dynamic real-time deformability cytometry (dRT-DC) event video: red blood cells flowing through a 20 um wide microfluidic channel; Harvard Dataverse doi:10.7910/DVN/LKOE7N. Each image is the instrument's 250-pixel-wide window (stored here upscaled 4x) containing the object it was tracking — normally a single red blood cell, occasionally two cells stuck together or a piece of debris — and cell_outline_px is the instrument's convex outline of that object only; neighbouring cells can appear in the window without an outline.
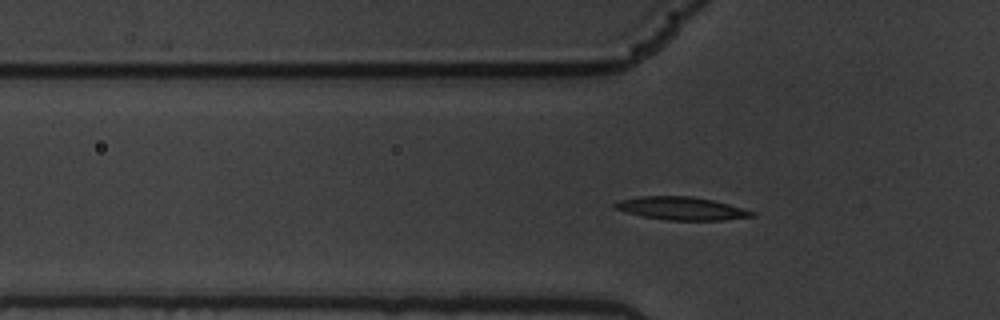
{"species": "common noctule bat (a hibernating species)", "species_latin": "Nyctalus noctula", "temperature_condition": "warm", "stored_images_in_passage": 56, "segment_of_instrument_passage": [1, 2], "camera_frame_rate_fps": 3000, "um_per_image_px": 0.085, "animal": {"sex": "male", "body_mass_g": 19.5, "forearm_length_mm": 54.6}, "frame": {"image": 1, "passage_image": 15, "time_ms": 4.667, "image_size_px": [1000, 320], "cell_outline_px": [[756, 216], [724, 220], [668, 220], [644, 216], [624, 212], [616, 208], [612, 204], [620, 200], [640, 196], [688, 196], [712, 200], [728, 204], [756, 212]], "centroid_in_image_um": [57.93, 17.72], "position_along_channel_um": 67.9, "area_um2": 18.21}}
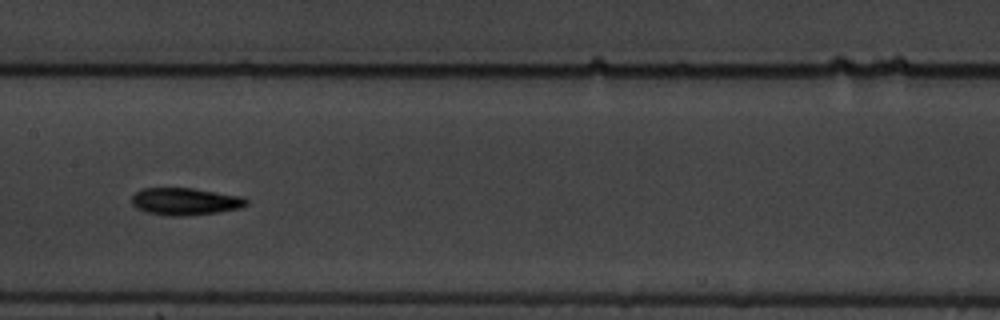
{"frame": {"image": 2, "passage_image": 26, "time_ms": 8.333, "image_size_px": [1000, 320], "cell_outline_px": [[248, 204], [240, 208], [220, 212], [184, 216], [168, 216], [148, 212], [136, 208], [132, 204], [132, 196], [136, 192], [144, 188], [192, 188], [244, 196], [248, 200]], "centroid_in_image_um": [15.78, 17.12], "position_along_channel_um": 191.6, "area_um2": 18.32}}
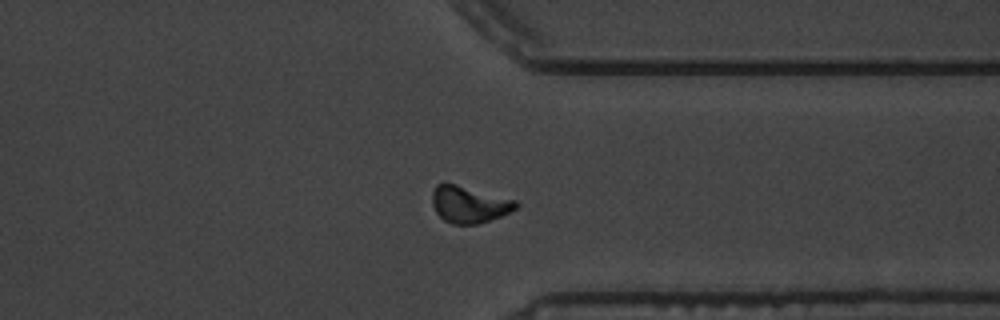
{"frame": {"image": 3, "passage_image": 42, "time_ms": 13.667, "image_size_px": [1000, 320], "cell_outline_px": [[520, 204], [516, 208], [500, 216], [476, 224], [452, 224], [444, 220], [436, 212], [432, 204], [432, 192], [436, 184], [444, 180], [516, 200]], "centroid_in_image_um": [39.83, 17.33], "position_along_channel_um": 371.6, "area_um2": 18.15}}